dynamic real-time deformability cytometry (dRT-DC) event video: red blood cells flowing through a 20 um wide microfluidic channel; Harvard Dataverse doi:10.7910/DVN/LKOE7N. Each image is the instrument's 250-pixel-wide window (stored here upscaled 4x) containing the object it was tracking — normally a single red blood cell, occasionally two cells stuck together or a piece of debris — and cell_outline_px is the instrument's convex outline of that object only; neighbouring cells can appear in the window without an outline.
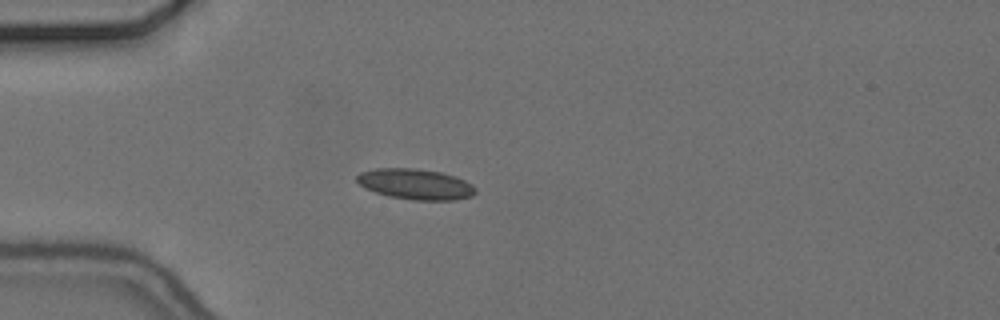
{"species": "common noctule bat (a hibernating species)", "species_latin": "Nyctalus noctula", "temperature_condition": "cold", "stored_images_in_passage": 41, "camera_frame_rate_fps": 3000, "um_per_image_px": 0.085, "animal": {"sex": "female", "body_mass_g": 24.6, "forearm_length_mm": 56.2}, "frame": {"image": 1, "passage_image": 1, "time_ms": 0.0, "image_size_px": [1000, 320], "cell_outline_px": [[476, 192], [472, 196], [456, 200], [412, 200], [388, 196], [364, 188], [356, 180], [356, 176], [360, 172], [376, 168], [412, 168], [440, 172], [456, 176], [472, 184], [476, 188]], "centroid_in_image_um": [35.32, 15.65], "position_along_channel_um": 49.7, "area_um2": 21.27}}
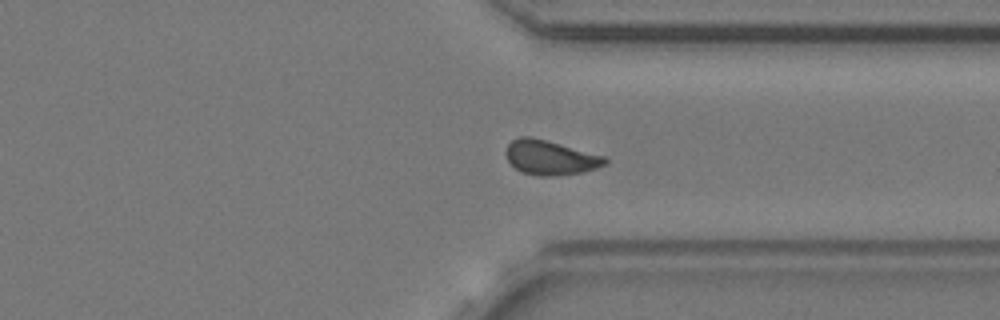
{"frame": {"image": 2, "passage_image": 28, "time_ms": 9.0, "image_size_px": [1000, 320], "cell_outline_px": [[608, 164], [584, 172], [560, 176], [540, 176], [520, 172], [508, 160], [508, 144], [512, 140], [520, 136], [532, 136], [608, 156]], "centroid_in_image_um": [46.86, 13.4], "position_along_channel_um": 364.5, "area_um2": 20.23}}
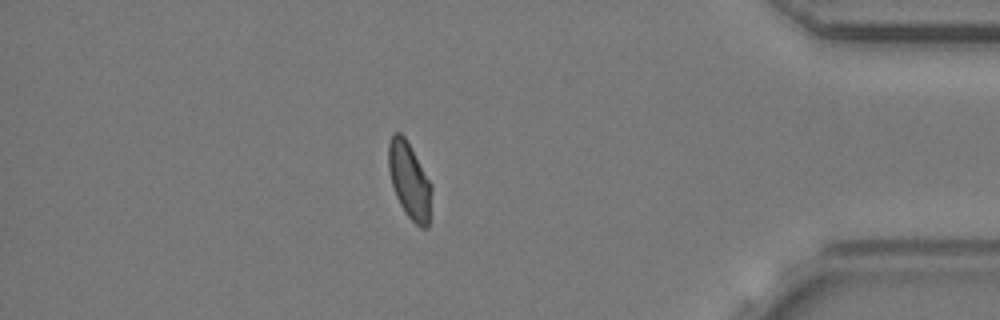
{"frame": {"image": 3, "passage_image": 34, "time_ms": 11.0, "image_size_px": [1000, 320], "cell_outline_px": [[432, 192], [428, 228], [420, 228], [404, 212], [396, 196], [392, 184], [388, 168], [388, 144], [392, 136], [396, 132], [400, 132], [404, 136], [432, 184]], "centroid_in_image_um": [34.81, 15.37], "position_along_channel_um": 400.4, "area_um2": 19.07}, "authors_computed_cell_mechanics": {"area_um2": 19.4786, "velocity_mm_per_s": 3.6588, "shape_relaxation_time_tau1_ms": null, "shape_relaxation_time_tau2_ms": 1.3257, "deformation_change_tau1": null, "deformation_change_tau2": 0.0626}}